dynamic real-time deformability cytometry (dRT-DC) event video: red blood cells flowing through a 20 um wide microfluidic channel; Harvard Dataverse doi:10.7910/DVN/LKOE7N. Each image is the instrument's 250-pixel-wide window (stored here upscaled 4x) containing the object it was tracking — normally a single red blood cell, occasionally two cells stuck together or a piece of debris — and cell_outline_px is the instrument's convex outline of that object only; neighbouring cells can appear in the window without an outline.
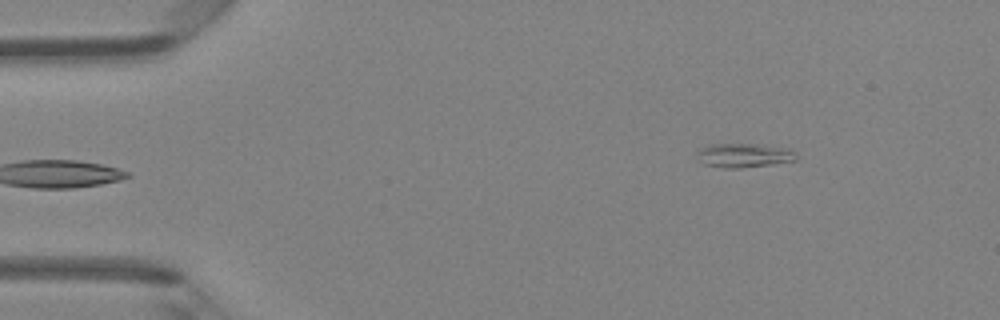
{"species": "Egyptian fruit bat (a non-hibernating species)", "species_latin": "Rousettus aegyptiacus", "temperature_condition": "room temperature", "stored_images_in_passage": 5, "camera_frame_rate_fps": 3000, "um_per_image_px": 0.085, "animal": {"sex": "female"}, "frame": {"image": 1, "passage_image": 5, "time_ms": 1.333, "image_size_px": [1000, 320], "cell_outline_px": [[796, 160], [772, 164], [740, 168], [724, 168], [704, 164], [700, 160], [696, 152], [708, 144], [760, 144], [780, 148], [792, 152], [796, 156]], "centroid_in_image_um": [63.16, 13.21], "position_along_channel_um": 21.8, "area_um2": 13.58}}